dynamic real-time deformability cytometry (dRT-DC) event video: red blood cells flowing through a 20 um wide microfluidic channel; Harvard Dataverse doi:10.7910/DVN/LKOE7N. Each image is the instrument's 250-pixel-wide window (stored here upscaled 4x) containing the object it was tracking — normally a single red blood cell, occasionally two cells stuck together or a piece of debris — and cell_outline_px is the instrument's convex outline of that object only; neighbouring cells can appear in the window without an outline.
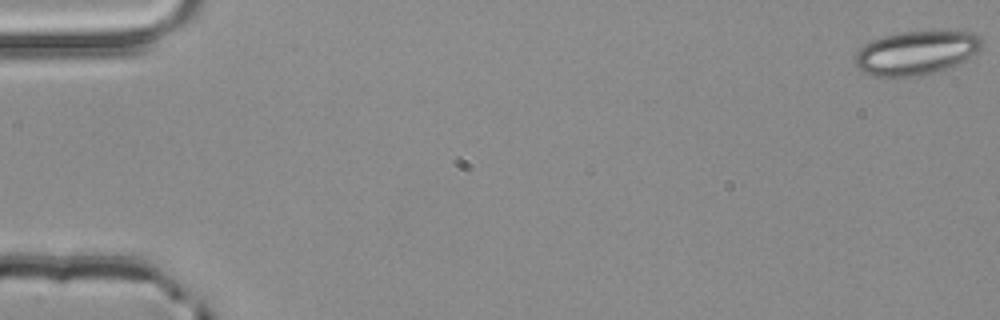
{"species": "common noctule bat (a hibernating species)", "species_latin": "Nyctalus noctula", "temperature_condition": "room temperature", "stored_images_in_passage": 4, "camera_frame_rate_fps": 3000, "um_per_image_px": 0.085, "animal": {"sex": "male", "body_mass_g": 20.4}, "frame": {"image": 1, "passage_image": 1, "time_ms": 0.0, "image_size_px": [1000, 320], "cell_outline_px": [[980, 52], [956, 64], [920, 76], [868, 76], [860, 72], [856, 68], [852, 60], [856, 52], [864, 44], [872, 40], [884, 36], [900, 32], [972, 32], [980, 36]], "centroid_in_image_um": [77.78, 4.5], "position_along_channel_um": 7.2, "area_um2": 32.31}}